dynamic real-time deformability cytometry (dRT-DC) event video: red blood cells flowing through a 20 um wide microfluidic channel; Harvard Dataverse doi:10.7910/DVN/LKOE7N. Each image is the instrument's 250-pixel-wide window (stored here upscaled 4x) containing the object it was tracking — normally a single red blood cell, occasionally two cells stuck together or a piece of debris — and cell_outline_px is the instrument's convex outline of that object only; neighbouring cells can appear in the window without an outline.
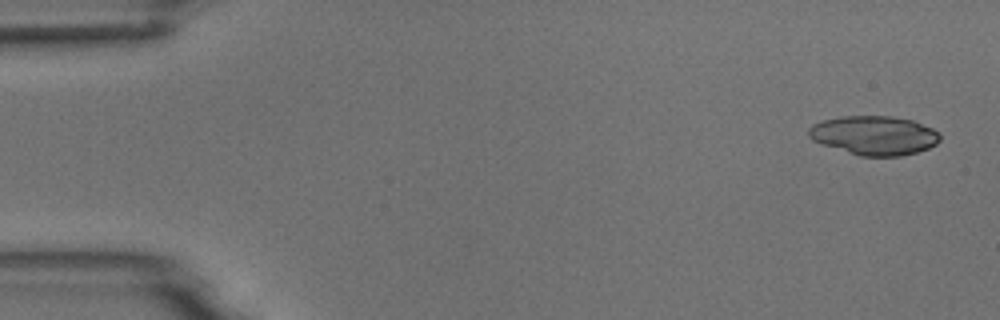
{"species": "common noctule bat (a hibernating species)", "species_latin": "Nyctalus noctula", "temperature_condition": "room temperature", "stored_images_in_passage": 5, "camera_frame_rate_fps": 3000, "um_per_image_px": 0.085, "animal": {"sex": "male", "body_mass_g": 18.8}, "frame": {"image": 1, "passage_image": 1, "time_ms": 0.0, "image_size_px": [1000, 320], "cell_outline_px": [[940, 140], [936, 144], [928, 148], [916, 152], [900, 156], [860, 156], [820, 144], [812, 140], [808, 136], [808, 128], [812, 124], [824, 120], [840, 116], [892, 116], [912, 120], [932, 128], [940, 132]], "centroid_in_image_um": [74.29, 11.5], "position_along_channel_um": 10.7, "area_um2": 30.06}}